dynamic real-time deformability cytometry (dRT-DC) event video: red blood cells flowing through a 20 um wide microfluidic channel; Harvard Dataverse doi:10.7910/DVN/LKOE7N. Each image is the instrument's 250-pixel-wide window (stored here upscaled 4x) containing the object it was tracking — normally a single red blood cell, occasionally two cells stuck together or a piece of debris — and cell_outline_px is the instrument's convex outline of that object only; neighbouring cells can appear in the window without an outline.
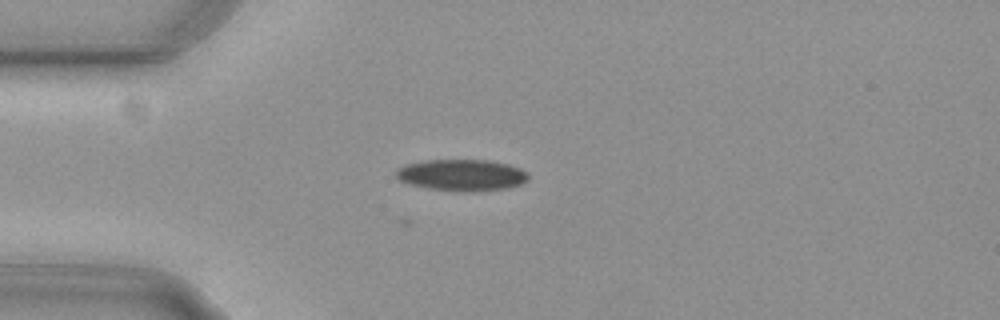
{"species": "common noctule bat (a hibernating species)", "species_latin": "Nyctalus noctula", "temperature_condition": "cold", "stored_images_in_passage": 42, "camera_frame_rate_fps": 3000, "um_per_image_px": 0.085, "animal": {"sex": "female", "body_mass_g": 29.2, "forearm_length_mm": 56.3}, "frame": {"image": 1, "passage_image": 1, "time_ms": 0.0, "image_size_px": [1000, 320], "cell_outline_px": [[528, 180], [520, 184], [508, 188], [428, 188], [408, 184], [400, 180], [396, 176], [396, 168], [404, 164], [424, 160], [488, 160], [508, 164], [520, 168], [528, 172]], "centroid_in_image_um": [39.21, 14.81], "position_along_channel_um": 45.8, "area_um2": 23.24}}
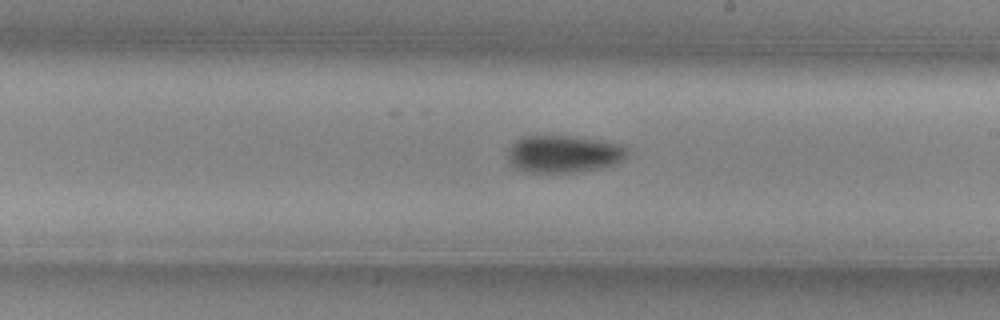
{"frame": {"image": 2, "passage_image": 18, "time_ms": 5.667, "image_size_px": [1000, 320], "cell_outline_px": [[628, 152], [624, 160], [616, 164], [604, 168], [572, 172], [528, 172], [516, 168], [508, 160], [508, 152], [512, 144], [524, 136], [568, 136], [600, 140], [620, 144]], "centroid_in_image_um": [47.94, 13.09], "position_along_channel_um": 241.1, "area_um2": 25.84}}
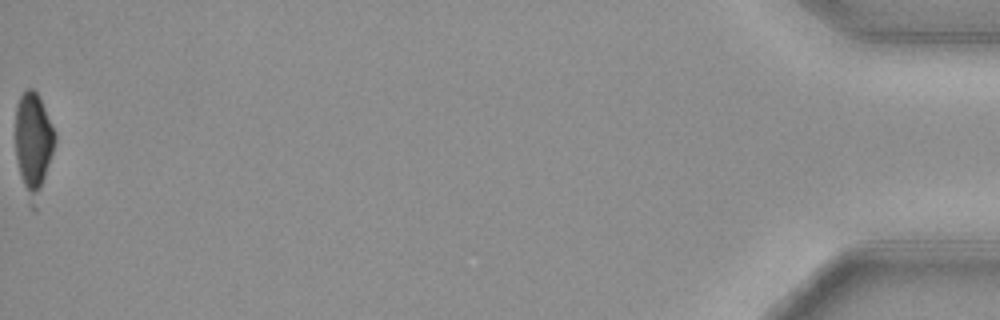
{"frame": {"image": 3, "passage_image": 42, "time_ms": 13.667, "image_size_px": [1000, 320], "cell_outline_px": [[56, 140], [36, 212], [28, 204], [16, 156], [16, 104], [20, 96], [28, 88], [32, 88], [40, 96], [56, 132]], "centroid_in_image_um": [2.85, 12.24], "position_along_channel_um": 432.3, "area_um2": 23.81}, "authors_computed_cell_mechanics": {"area_um2": 24.7673, "velocity_mm_per_s": 3.7534, "shape_relaxation_time_tau1_ms": 6.2261, "shape_relaxation_time_tau2_ms": null, "deformation_change_tau1": 0.1439, "deformation_change_tau2": null}}